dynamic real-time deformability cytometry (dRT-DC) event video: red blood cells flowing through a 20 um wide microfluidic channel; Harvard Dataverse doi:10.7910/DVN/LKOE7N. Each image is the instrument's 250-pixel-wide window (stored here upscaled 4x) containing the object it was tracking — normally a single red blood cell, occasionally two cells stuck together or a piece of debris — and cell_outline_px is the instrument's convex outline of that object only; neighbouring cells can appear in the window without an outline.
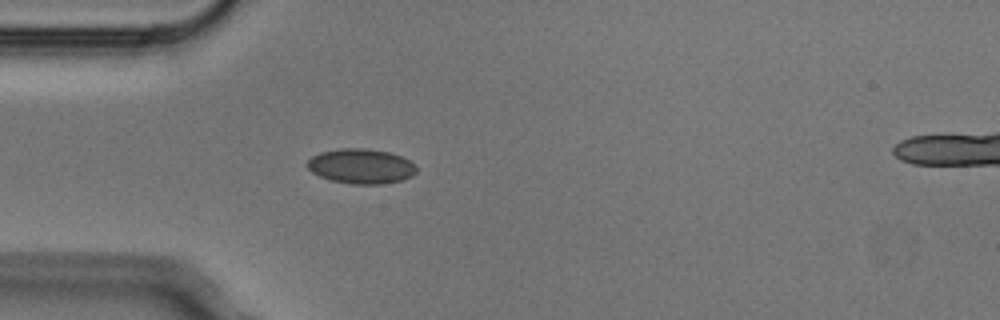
{"species": "Egyptian fruit bat (a non-hibernating species)", "species_latin": "Rousettus aegyptiacus", "temperature_condition": "cold", "stored_images_in_passage": 4, "camera_frame_rate_fps": 3000, "um_per_image_px": 0.085, "animal": {"sex": "male"}, "frame": {"image": 1, "passage_image": 4, "time_ms": 1.0, "image_size_px": [1000, 320], "cell_outline_px": [[416, 172], [412, 176], [400, 180], [380, 184], [352, 184], [332, 180], [320, 176], [312, 172], [304, 164], [312, 156], [320, 152], [340, 148], [364, 148], [388, 152], [400, 156], [416, 164]], "centroid_in_image_um": [30.67, 14.12], "position_along_channel_um": 54.3, "area_um2": 22.14}}